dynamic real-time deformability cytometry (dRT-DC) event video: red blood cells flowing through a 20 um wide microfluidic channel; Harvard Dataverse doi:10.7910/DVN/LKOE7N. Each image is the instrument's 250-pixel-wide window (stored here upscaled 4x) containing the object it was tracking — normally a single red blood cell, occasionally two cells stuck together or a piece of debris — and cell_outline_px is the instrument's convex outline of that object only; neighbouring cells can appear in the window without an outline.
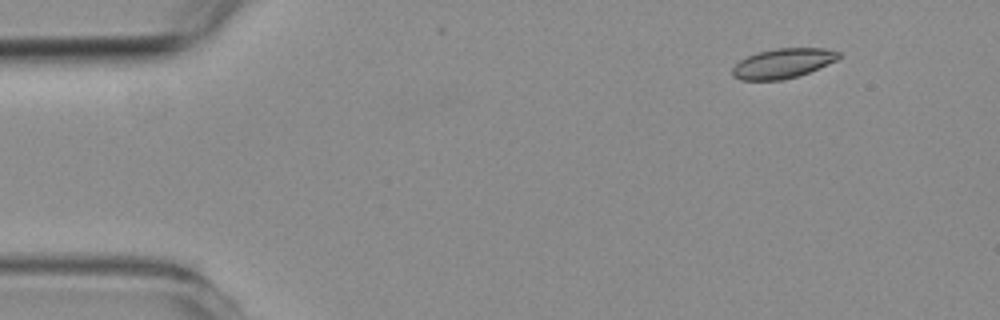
{"species": "common noctule bat (a hibernating species)", "species_latin": "Nyctalus noctula", "temperature_condition": "room temperature", "stored_images_in_passage": 4, "camera_frame_rate_fps": 3000, "um_per_image_px": 0.085, "animal": {"sex": "female", "body_mass_g": 19.3, "forearm_length_mm": 54.1}, "frame": {"image": 1, "passage_image": 1, "time_ms": 0.0, "image_size_px": [1000, 320], "cell_outline_px": [[840, 56], [836, 60], [808, 72], [784, 80], [740, 80], [732, 76], [732, 68], [740, 60], [756, 52], [776, 48], [824, 48], [840, 52]], "centroid_in_image_um": [66.5, 5.38], "position_along_channel_um": 18.5, "area_um2": 18.32}}
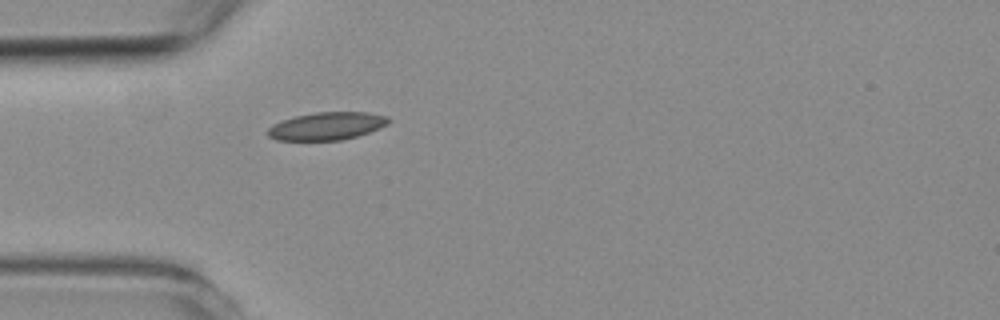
{"frame": {"image": 2, "passage_image": 4, "time_ms": 3.333, "image_size_px": [1000, 320], "cell_outline_px": [[392, 120], [388, 124], [380, 128], [356, 136], [340, 140], [276, 140], [268, 136], [268, 128], [272, 124], [296, 116], [316, 112], [368, 112], [388, 116]], "centroid_in_image_um": [27.81, 10.71], "position_along_channel_um": 57.2, "area_um2": 19.48}}